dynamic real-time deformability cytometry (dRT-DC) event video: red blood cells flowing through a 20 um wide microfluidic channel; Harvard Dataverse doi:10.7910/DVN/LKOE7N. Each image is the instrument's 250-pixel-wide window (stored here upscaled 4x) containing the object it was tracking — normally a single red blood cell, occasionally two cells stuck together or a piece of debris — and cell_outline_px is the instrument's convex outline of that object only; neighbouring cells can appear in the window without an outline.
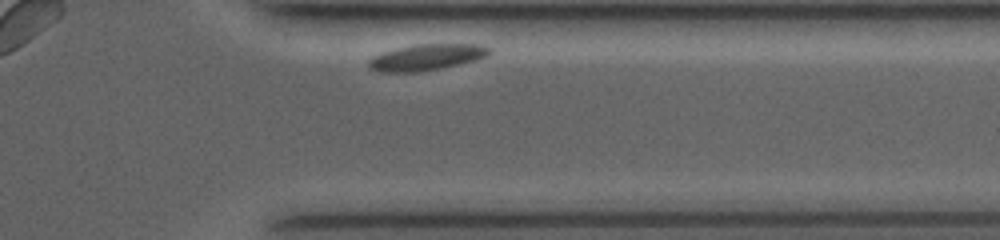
{"species": "common noctule bat (a hibernating species)", "species_latin": "Nyctalus noctula", "temperature_condition": "room temperature", "stored_images_in_passage": 21, "camera_frame_rate_fps": 4000, "um_per_image_px": 0.085, "animal": {"sex": "female", "body_mass_g": 19.0, "forearm_length_mm": 53.3}, "frame": {"image": 1, "passage_image": 21, "time_ms": 9.25, "image_size_px": [1000, 240], "cell_outline_px": [[492, 52], [488, 56], [476, 60], [460, 64], [420, 72], [380, 72], [368, 68], [368, 60], [372, 56], [396, 48], [416, 44], [480, 44], [492, 48]], "centroid_in_image_um": [36.28, 4.86], "position_along_channel_um": 375.1, "area_um2": 18.61}}